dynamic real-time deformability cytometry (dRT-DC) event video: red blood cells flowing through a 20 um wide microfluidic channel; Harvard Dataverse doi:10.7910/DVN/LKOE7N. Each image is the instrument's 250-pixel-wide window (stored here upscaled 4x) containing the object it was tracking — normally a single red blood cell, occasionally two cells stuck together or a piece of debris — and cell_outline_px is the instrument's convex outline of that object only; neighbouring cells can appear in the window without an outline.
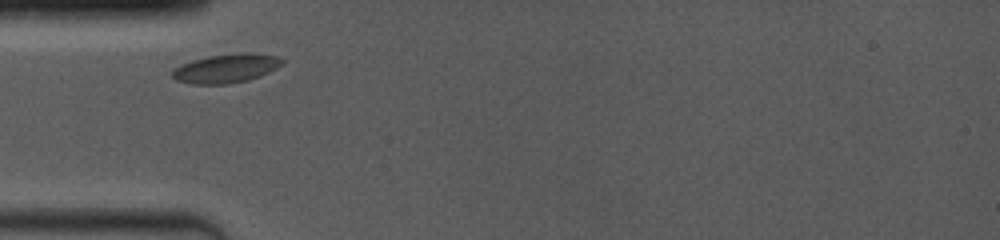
{"species": "common noctule bat (a hibernating species)", "species_latin": "Nyctalus noctula", "temperature_condition": "room temperature", "stored_images_in_passage": 4, "camera_frame_rate_fps": 4000, "um_per_image_px": 0.085, "animal": {"sex": "female", "body_mass_g": 19.0, "forearm_length_mm": 53.3}, "frame": {"image": 1, "passage_image": 1, "time_ms": 0.0, "image_size_px": [1000, 240], "cell_outline_px": [[284, 64], [260, 76], [248, 80], [228, 84], [192, 84], [176, 80], [172, 76], [172, 72], [180, 64], [192, 60], [208, 56], [240, 52], [252, 52], [280, 56], [284, 60]], "centroid_in_image_um": [19.26, 5.79], "position_along_channel_um": 65.7, "area_um2": 18.73}}
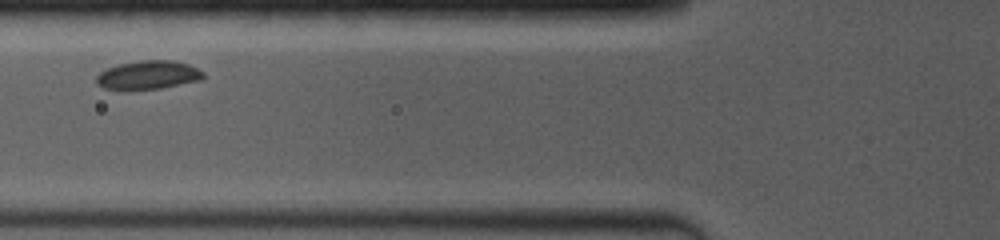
{"frame": {"image": 2, "passage_image": 3, "time_ms": 1.25, "image_size_px": [1000, 240], "cell_outline_px": [[204, 76], [200, 80], [160, 88], [104, 88], [96, 84], [96, 76], [100, 72], [108, 68], [120, 64], [140, 60], [172, 60], [188, 64], [204, 72]], "centroid_in_image_um": [12.61, 6.35], "position_along_channel_um": 113.2, "area_um2": 17.34}}